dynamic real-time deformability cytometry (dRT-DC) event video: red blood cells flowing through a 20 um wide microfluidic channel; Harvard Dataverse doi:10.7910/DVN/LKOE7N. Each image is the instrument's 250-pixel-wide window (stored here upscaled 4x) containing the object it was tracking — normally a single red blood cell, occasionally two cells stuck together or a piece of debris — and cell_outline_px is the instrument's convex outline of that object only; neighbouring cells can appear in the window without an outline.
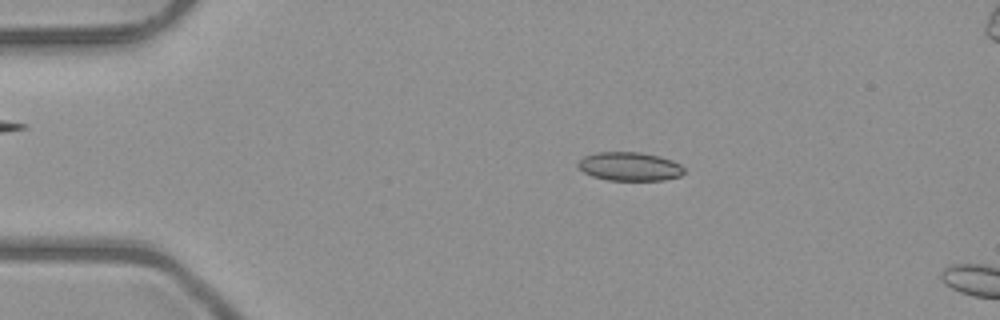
{"species": "common noctule bat (a hibernating species)", "species_latin": "Nyctalus noctula", "temperature_condition": "room temperature", "stored_images_in_passage": 13, "camera_frame_rate_fps": 3000, "um_per_image_px": 0.085, "animal": {"sex": "male", "body_mass_g": 23.1, "forearm_length_mm": 52.7}, "frame": {"image": 1, "passage_image": 10, "time_ms": 3.0, "image_size_px": [1000, 320], "cell_outline_px": [[684, 172], [680, 176], [664, 180], [608, 180], [592, 176], [584, 172], [576, 164], [584, 156], [596, 152], [640, 152], [660, 156], [672, 160], [680, 164], [684, 168]], "centroid_in_image_um": [53.53, 14.14], "position_along_channel_um": 31.5, "area_um2": 17.74}}